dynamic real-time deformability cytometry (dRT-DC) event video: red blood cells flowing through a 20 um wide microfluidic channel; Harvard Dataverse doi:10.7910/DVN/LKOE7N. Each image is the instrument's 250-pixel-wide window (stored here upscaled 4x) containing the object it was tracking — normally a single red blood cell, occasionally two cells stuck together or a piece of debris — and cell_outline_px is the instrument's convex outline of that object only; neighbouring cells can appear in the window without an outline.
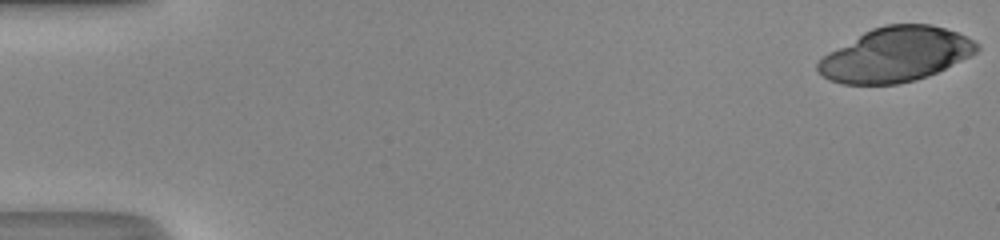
{"species": "human", "species_latin": "Homo sapiens", "temperature_condition": "room temperature", "stored_images_in_passage": 48, "camera_frame_rate_fps": 3000, "um_per_image_px": 0.085, "donor": {"sex": "male"}, "frame": {"image": 1, "passage_image": 1, "time_ms": 0.0, "image_size_px": [1000, 240], "cell_outline_px": [[980, 48], [976, 52], [928, 76], [916, 80], [896, 84], [844, 84], [828, 80], [816, 68], [816, 64], [828, 52], [864, 32], [872, 28], [888, 24], [932, 24], [956, 32], [980, 44]], "centroid_in_image_um": [76.11, 4.64], "position_along_channel_um": 8.9, "area_um2": 49.94}}